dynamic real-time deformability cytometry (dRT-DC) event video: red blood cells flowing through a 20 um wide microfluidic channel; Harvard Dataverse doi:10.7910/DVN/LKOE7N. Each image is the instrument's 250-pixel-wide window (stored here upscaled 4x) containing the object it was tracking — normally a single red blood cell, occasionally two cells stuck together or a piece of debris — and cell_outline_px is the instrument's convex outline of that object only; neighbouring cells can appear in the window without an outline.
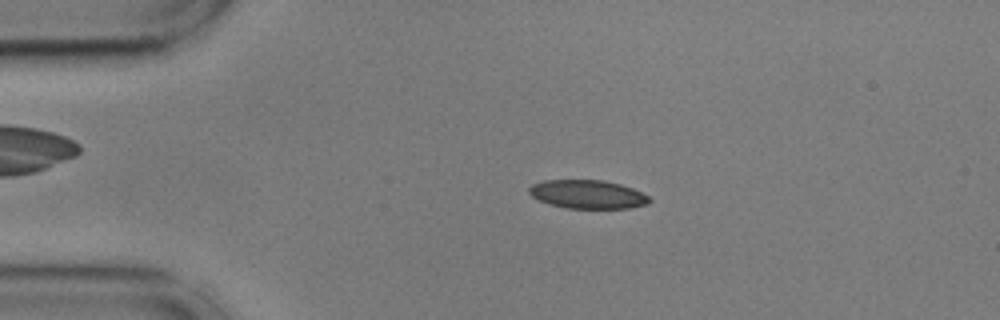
{"species": "common noctule bat (a hibernating species)", "species_latin": "Nyctalus noctula", "temperature_condition": "cold", "stored_images_in_passage": 55, "camera_frame_rate_fps": 3000, "um_per_image_px": 0.085, "animal": {"sex": "male", "body_mass_g": 17.9, "forearm_length_mm": 54.2}, "frame": {"image": 1, "passage_image": 11, "time_ms": 3.333, "image_size_px": [1000, 320], "cell_outline_px": [[652, 200], [648, 204], [628, 208], [564, 208], [540, 200], [532, 196], [528, 192], [528, 188], [532, 184], [544, 180], [604, 180], [620, 184], [632, 188], [648, 196]], "centroid_in_image_um": [49.95, 16.51], "position_along_channel_um": 35.1, "area_um2": 19.94}}
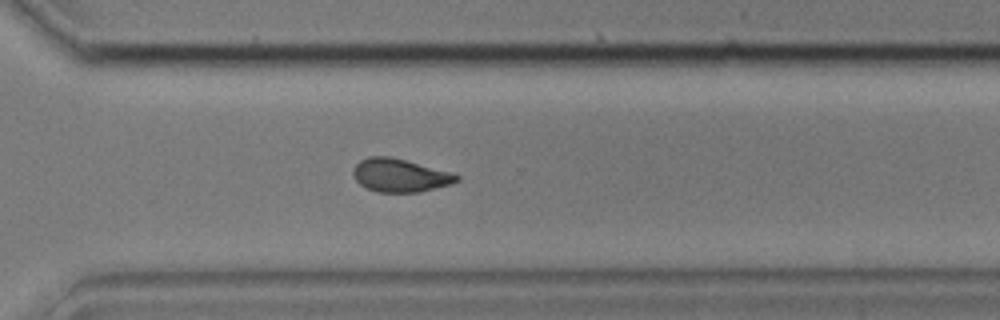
{"frame": {"image": 2, "passage_image": 39, "time_ms": 12.667, "image_size_px": [1000, 320], "cell_outline_px": [[460, 180], [452, 184], [420, 192], [376, 192], [360, 184], [352, 176], [352, 168], [360, 160], [368, 156], [392, 156], [456, 172], [460, 176]], "centroid_in_image_um": [34.05, 14.88], "position_along_channel_um": 336.6, "area_um2": 20.63}}
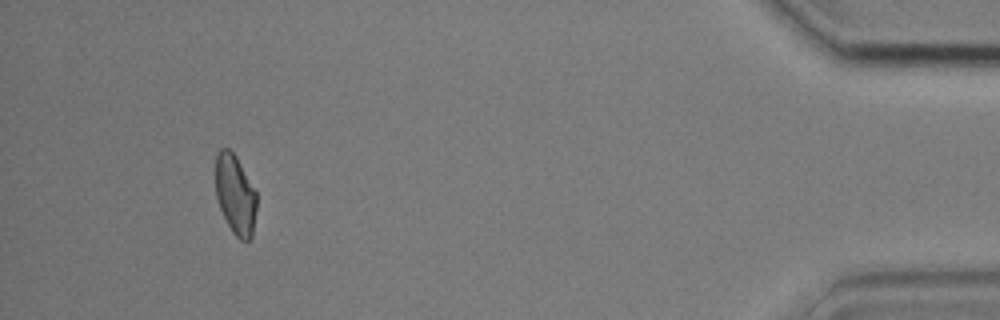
{"frame": {"image": 3, "passage_image": 51, "time_ms": 16.667, "image_size_px": [1000, 320], "cell_outline_px": [[256, 208], [252, 236], [248, 240], [240, 240], [232, 232], [220, 208], [216, 196], [216, 152], [220, 148], [228, 148], [236, 156], [256, 192]], "centroid_in_image_um": [19.99, 16.53], "position_along_channel_um": 415.2, "area_um2": 18.9}, "authors_computed_cell_mechanics": {"area_um2": 20.3456, "velocity_mm_per_s": 3.6053, "shape_relaxation_time_tau1_ms": 4.0282, "shape_relaxation_time_tau2_ms": 2.4529, "deformation_change_tau1": 0.1196, "deformation_change_tau2": 0.0747}}